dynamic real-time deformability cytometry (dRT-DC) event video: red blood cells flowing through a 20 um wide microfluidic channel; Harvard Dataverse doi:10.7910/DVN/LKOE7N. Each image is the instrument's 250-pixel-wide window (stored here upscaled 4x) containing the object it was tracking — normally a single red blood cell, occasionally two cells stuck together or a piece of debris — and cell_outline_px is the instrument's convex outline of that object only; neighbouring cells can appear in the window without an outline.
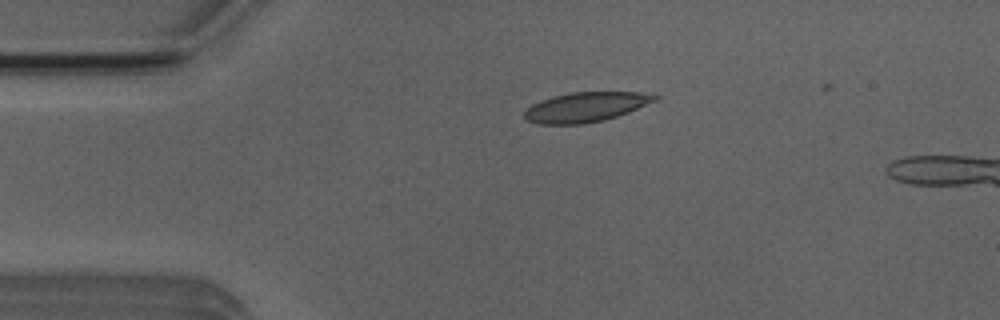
{"species": "Egyptian fruit bat (a non-hibernating species)", "species_latin": "Rousettus aegyptiacus", "temperature_condition": "room temperature", "stored_images_in_passage": 2, "camera_frame_rate_fps": 3000, "um_per_image_px": 0.085, "animal": {"sex": "male"}, "frame": {"image": 1, "passage_image": 1, "time_ms": 0.0, "image_size_px": [1000, 320], "cell_outline_px": [[660, 96], [656, 100], [628, 112], [604, 120], [584, 124], [536, 124], [528, 120], [524, 116], [524, 112], [532, 104], [552, 96], [572, 92], [640, 92]], "centroid_in_image_um": [49.77, 9.1], "position_along_channel_um": 35.2, "area_um2": 22.43}}